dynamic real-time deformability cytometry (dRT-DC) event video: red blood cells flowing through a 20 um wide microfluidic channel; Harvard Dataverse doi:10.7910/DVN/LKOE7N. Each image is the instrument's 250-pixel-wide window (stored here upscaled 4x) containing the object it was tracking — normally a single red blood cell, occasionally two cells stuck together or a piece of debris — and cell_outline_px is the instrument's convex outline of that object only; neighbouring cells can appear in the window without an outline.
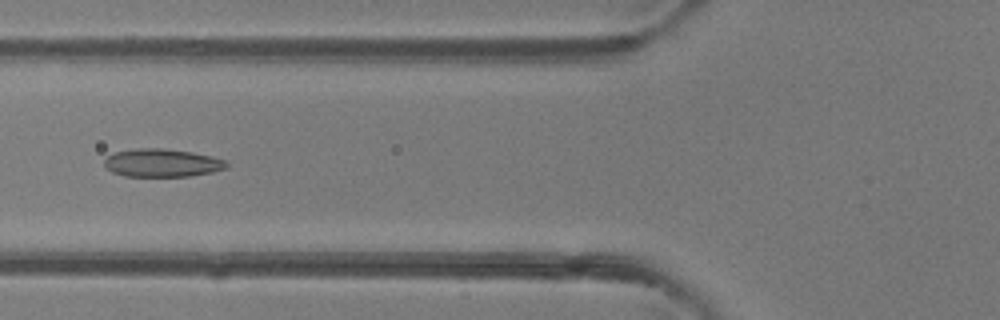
{"species": "common noctule bat (a hibernating species)", "species_latin": "Nyctalus noctula", "temperature_condition": "room temperature", "stored_images_in_passage": 48, "camera_frame_rate_fps": 3000, "um_per_image_px": 0.085, "animal": {"sex": "female"}, "frame": {"image": 1, "passage_image": 18, "time_ms": 5.667, "image_size_px": [1000, 320], "cell_outline_px": [[228, 168], [212, 172], [188, 176], [124, 176], [112, 172], [104, 164], [104, 160], [108, 156], [116, 152], [136, 148], [164, 148], [192, 152], [212, 156], [228, 160]], "centroid_in_image_um": [13.82, 13.84], "position_along_channel_um": 112.0, "area_um2": 20.06}}
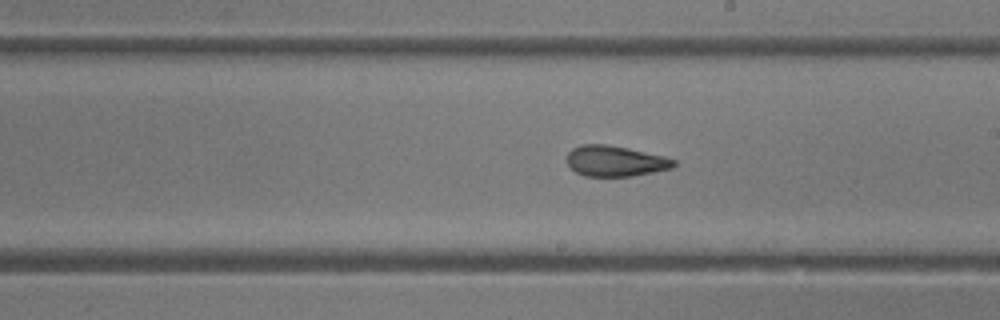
{"frame": {"image": 2, "passage_image": 27, "time_ms": 8.667, "image_size_px": [1000, 320], "cell_outline_px": [[676, 164], [672, 168], [632, 176], [584, 176], [576, 172], [568, 164], [568, 152], [572, 148], [580, 144], [608, 144], [628, 148], [664, 156], [676, 160]], "centroid_in_image_um": [52.29, 13.68], "position_along_channel_um": 236.7, "area_um2": 19.07}}
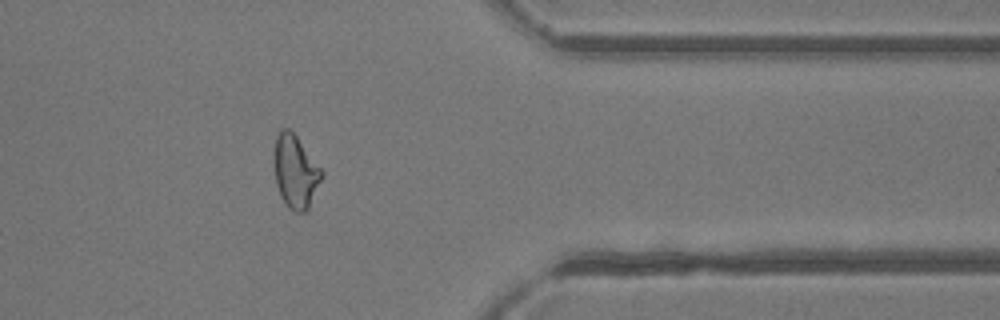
{"frame": {"image": 3, "passage_image": 39, "time_ms": 12.667, "image_size_px": [1000, 320], "cell_outline_px": [[324, 176], [308, 208], [304, 212], [296, 212], [288, 208], [280, 196], [276, 184], [276, 136], [280, 128], [288, 128], [296, 136], [324, 172]], "centroid_in_image_um": [25.14, 14.62], "position_along_channel_um": 386.3, "area_um2": 19.83}, "authors_computed_cell_mechanics": {"area_um2": 20.4034, "velocity_mm_per_s": 4.1522, "shape_relaxation_time_tau1_ms": 9.3691, "shape_relaxation_time_tau2_ms": 1.4986, "deformation_change_tau1": 0.2136, "deformation_change_tau2": 0.0814}}